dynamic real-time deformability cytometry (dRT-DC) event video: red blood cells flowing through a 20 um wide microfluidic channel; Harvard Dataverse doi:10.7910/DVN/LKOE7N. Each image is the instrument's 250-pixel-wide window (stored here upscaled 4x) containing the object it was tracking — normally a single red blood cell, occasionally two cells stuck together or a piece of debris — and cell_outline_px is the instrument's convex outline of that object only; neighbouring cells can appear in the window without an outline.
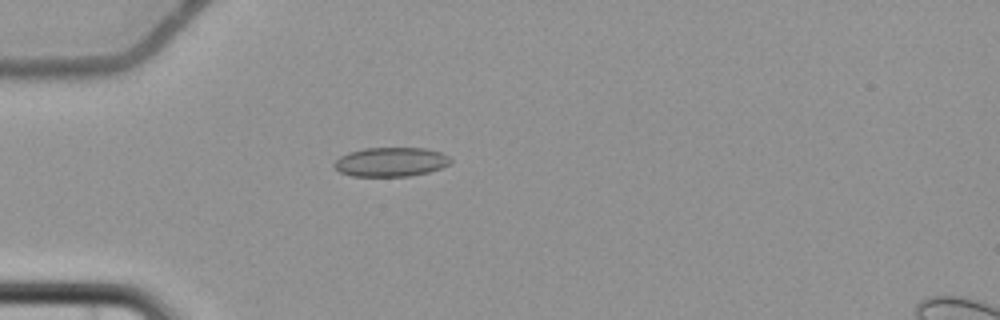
{"species": "common noctule bat (a hibernating species)", "species_latin": "Nyctalus noctula", "temperature_condition": "cold", "stored_images_in_passage": 5, "camera_frame_rate_fps": 3000, "um_per_image_px": 0.085, "animal": {"sex": "female", "body_mass_g": 22.7, "forearm_length_mm": 54.2}, "frame": {"image": 1, "passage_image": 5, "time_ms": 5.0, "image_size_px": [1000, 320], "cell_outline_px": [[452, 160], [448, 164], [440, 168], [428, 172], [408, 176], [352, 176], [340, 172], [332, 164], [340, 156], [348, 152], [364, 148], [424, 148], [440, 152], [448, 156]], "centroid_in_image_um": [33.19, 13.76], "position_along_channel_um": 51.8, "area_um2": 19.71}}